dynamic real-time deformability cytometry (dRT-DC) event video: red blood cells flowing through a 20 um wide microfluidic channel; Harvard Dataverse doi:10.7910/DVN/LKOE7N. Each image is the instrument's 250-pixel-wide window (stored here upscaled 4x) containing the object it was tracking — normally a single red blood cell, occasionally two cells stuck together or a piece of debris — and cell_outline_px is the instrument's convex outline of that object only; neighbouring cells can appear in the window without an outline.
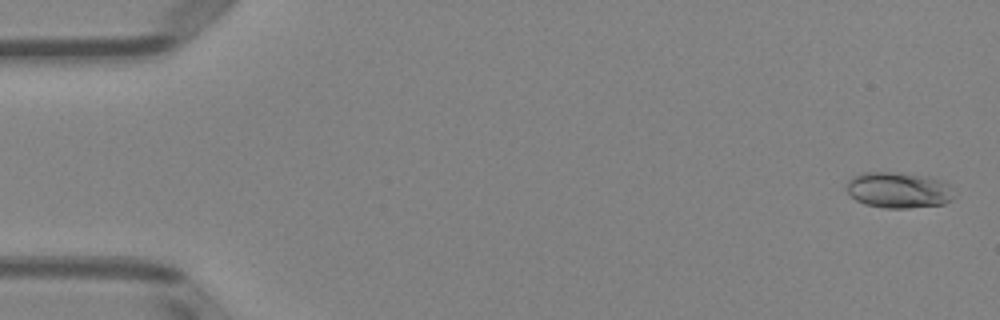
{"species": "Egyptian fruit bat (a non-hibernating species)", "species_latin": "Rousettus aegyptiacus", "temperature_condition": "room temperature", "stored_images_in_passage": 51, "camera_frame_rate_fps": 3000, "um_per_image_px": 0.085, "animal": {"sex": "female"}, "frame": {"image": 1, "passage_image": 2, "time_ms": 0.333, "image_size_px": [1000, 320], "cell_outline_px": [[956, 196], [952, 200], [944, 204], [908, 208], [884, 208], [864, 204], [856, 200], [848, 192], [848, 180], [852, 176], [864, 172], [896, 172], [928, 176], [944, 180], [948, 184]], "centroid_in_image_um": [76.42, 16.15], "position_along_channel_um": 8.6, "area_um2": 22.77}}
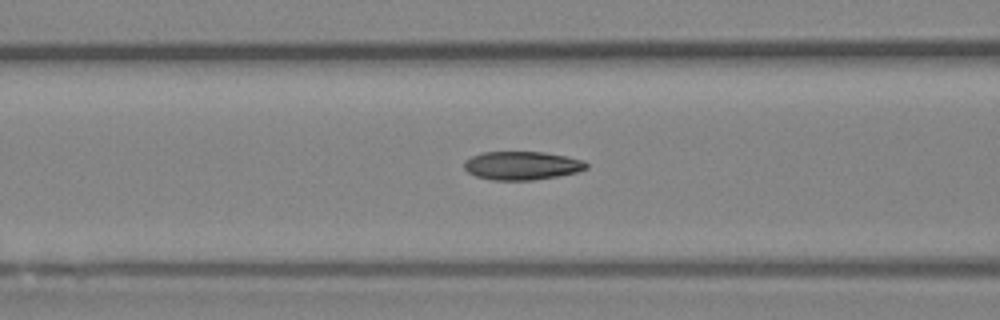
{"frame": {"image": 2, "passage_image": 21, "time_ms": 6.667, "image_size_px": [1000, 320], "cell_outline_px": [[588, 168], [576, 172], [556, 176], [532, 180], [492, 180], [476, 176], [468, 172], [464, 168], [464, 160], [472, 156], [484, 152], [544, 152], [568, 156], [584, 160], [588, 164]], "centroid_in_image_um": [44.37, 14.07], "position_along_channel_um": 122.2, "area_um2": 20.29}}
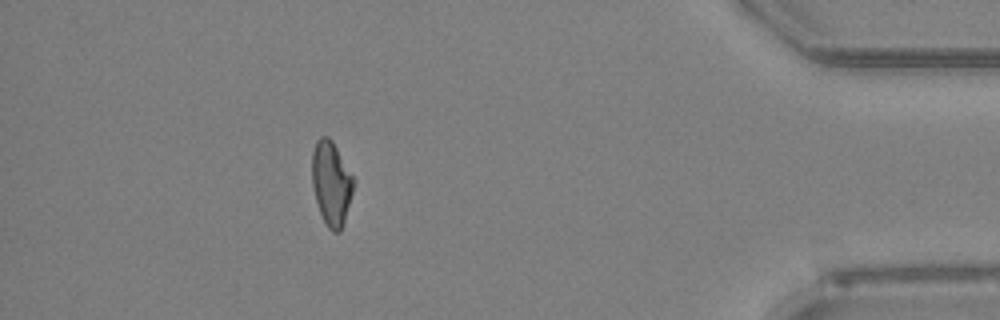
{"frame": {"image": 3, "passage_image": 46, "time_ms": 15.0, "image_size_px": [1000, 320], "cell_outline_px": [[352, 192], [344, 224], [340, 232], [332, 232], [328, 228], [320, 212], [316, 200], [312, 184], [312, 152], [316, 140], [320, 136], [328, 136], [332, 140], [352, 176]], "centroid_in_image_um": [28.13, 15.58], "position_along_channel_um": 407.1, "area_um2": 20.0}, "authors_computed_cell_mechanics": {"area_um2": 20.4612, "velocity_mm_per_s": 4.0205, "shape_relaxation_time_tau1_ms": 4.6027, "shape_relaxation_time_tau2_ms": 1.7574, "deformation_change_tau1": 0.1561, "deformation_change_tau2": 0.0696}}